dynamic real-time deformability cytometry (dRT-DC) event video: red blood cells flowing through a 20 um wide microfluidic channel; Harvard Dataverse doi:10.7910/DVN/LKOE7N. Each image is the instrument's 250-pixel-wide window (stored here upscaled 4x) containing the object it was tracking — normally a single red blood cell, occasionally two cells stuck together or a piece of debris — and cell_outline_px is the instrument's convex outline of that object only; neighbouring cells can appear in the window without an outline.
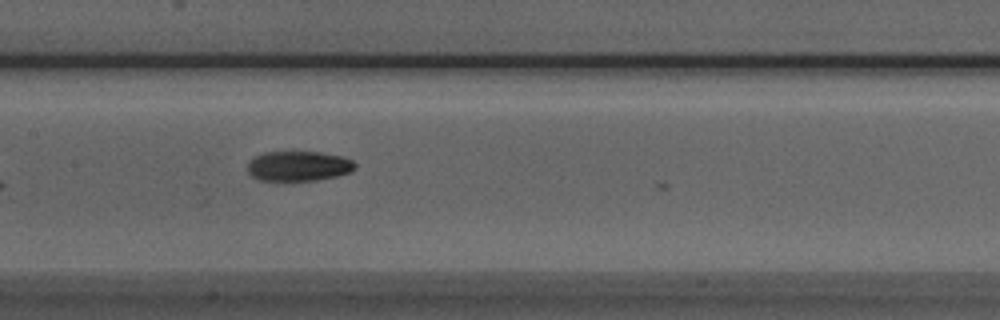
{"species": "Egyptian fruit bat (a non-hibernating species)", "species_latin": "Rousettus aegyptiacus", "temperature_condition": "room temperature", "stored_images_in_passage": 10, "camera_frame_rate_fps": 3000, "um_per_image_px": 0.085, "animal": {"sex": "male"}, "frame": {"image": 1, "passage_image": 8, "time_ms": 2.333, "image_size_px": [1000, 320], "cell_outline_px": [[356, 168], [348, 172], [336, 176], [316, 180], [260, 180], [252, 176], [248, 172], [248, 164], [256, 156], [264, 152], [320, 152], [344, 156], [352, 160], [356, 164]], "centroid_in_image_um": [25.4, 14.1], "position_along_channel_um": 182.0, "area_um2": 18.61}}